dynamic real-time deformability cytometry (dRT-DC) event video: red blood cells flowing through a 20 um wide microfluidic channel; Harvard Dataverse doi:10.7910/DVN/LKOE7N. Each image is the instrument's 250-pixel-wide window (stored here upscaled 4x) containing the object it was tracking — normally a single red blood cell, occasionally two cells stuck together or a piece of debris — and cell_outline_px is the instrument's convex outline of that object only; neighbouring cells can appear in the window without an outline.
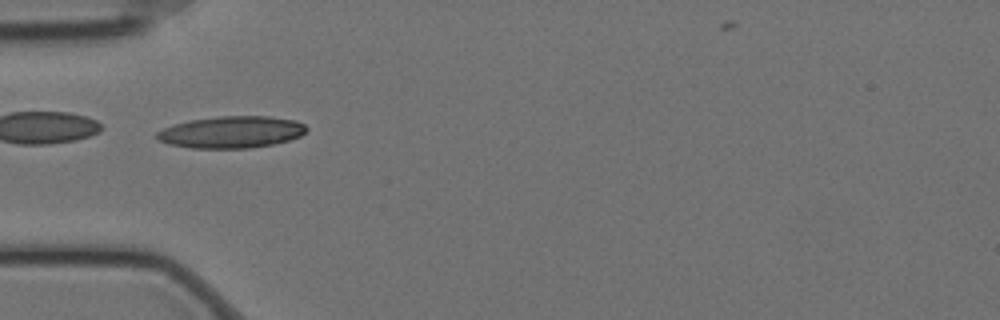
{"species": "Egyptian fruit bat (a non-hibernating species)", "species_latin": "Rousettus aegyptiacus", "temperature_condition": "cold", "stored_images_in_passage": 7, "camera_frame_rate_fps": 3000, "um_per_image_px": 0.085, "animal": {"sex": "female"}, "frame": {"image": 1, "passage_image": 1, "time_ms": 0.0, "image_size_px": [1000, 320], "cell_outline_px": [[308, 128], [300, 136], [288, 140], [272, 144], [248, 148], [192, 148], [168, 144], [160, 140], [156, 136], [156, 132], [172, 124], [188, 120], [220, 116], [268, 116], [296, 120], [304, 124]], "centroid_in_image_um": [19.66, 11.22], "position_along_channel_um": 65.3, "area_um2": 27.74}}